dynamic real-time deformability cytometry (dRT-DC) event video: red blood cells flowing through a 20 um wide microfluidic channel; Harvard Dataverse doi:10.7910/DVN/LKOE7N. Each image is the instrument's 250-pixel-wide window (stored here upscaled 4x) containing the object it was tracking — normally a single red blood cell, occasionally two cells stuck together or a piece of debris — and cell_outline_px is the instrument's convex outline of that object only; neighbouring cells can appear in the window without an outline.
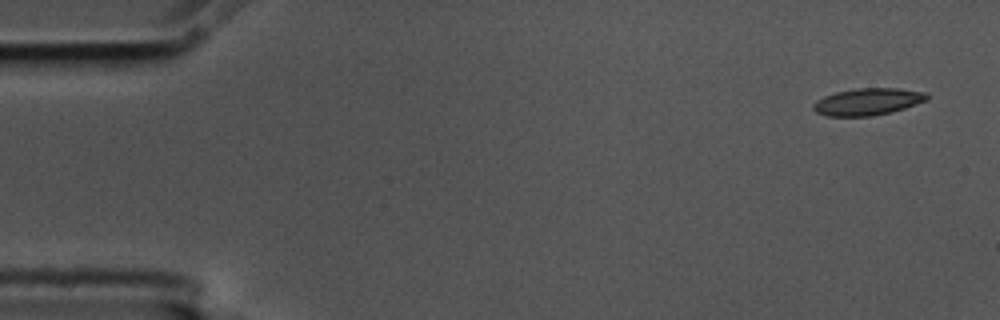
{"species": "common noctule bat (a hibernating species)", "species_latin": "Nyctalus noctula", "temperature_condition": "cold", "stored_images_in_passage": 4, "camera_frame_rate_fps": 3000, "um_per_image_px": 0.085, "animal": {"sex": "male", "body_mass_g": 17.5, "forearm_length_mm": 52.3}, "frame": {"image": 1, "passage_image": 1, "time_ms": 0.0, "image_size_px": [1000, 320], "cell_outline_px": [[928, 100], [892, 112], [872, 116], [828, 116], [816, 112], [812, 108], [812, 104], [816, 100], [824, 96], [836, 92], [856, 88], [896, 88], [928, 92]], "centroid_in_image_um": [73.76, 8.64], "position_along_channel_um": 11.2, "area_um2": 17.98}}
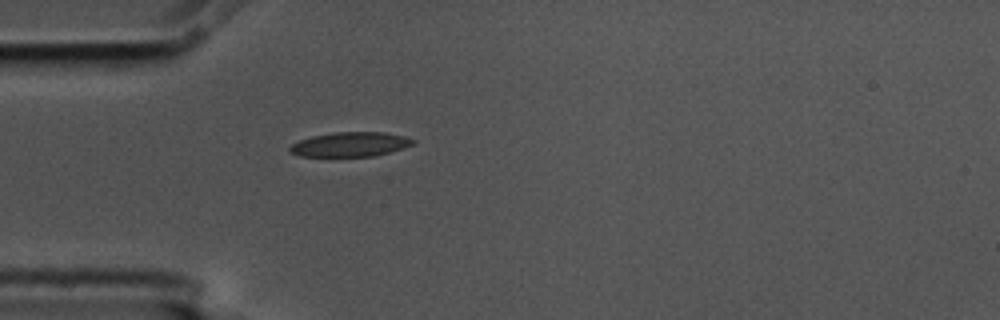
{"frame": {"image": 2, "passage_image": 4, "time_ms": 1.0, "image_size_px": [1000, 320], "cell_outline_px": [[416, 140], [412, 144], [404, 148], [372, 156], [300, 156], [292, 152], [288, 148], [292, 144], [300, 140], [312, 136], [332, 132], [384, 132], [404, 136]], "centroid_in_image_um": [29.77, 12.26], "position_along_channel_um": 55.2, "area_um2": 17.4}}